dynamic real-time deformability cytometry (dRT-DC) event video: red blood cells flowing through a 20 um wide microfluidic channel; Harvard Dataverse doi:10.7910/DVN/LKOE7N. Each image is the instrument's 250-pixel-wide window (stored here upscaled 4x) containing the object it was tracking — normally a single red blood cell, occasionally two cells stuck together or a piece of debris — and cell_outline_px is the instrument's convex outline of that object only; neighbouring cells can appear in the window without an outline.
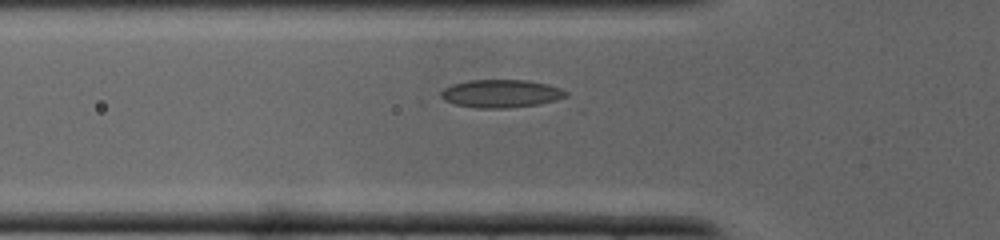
{"species": "common noctule bat (a hibernating species)", "species_latin": "Nyctalus noctula", "temperature_condition": "cold", "stored_images_in_passage": 21, "camera_frame_rate_fps": 3000, "um_per_image_px": 0.085, "animal": {"sex": "male", "body_mass_g": 19.0, "forearm_length_mm": 50.8}, "frame": {"image": 1, "passage_image": 2, "time_ms": 0.333, "image_size_px": [1000, 240], "cell_outline_px": [[568, 96], [556, 100], [540, 104], [508, 108], [480, 108], [456, 104], [444, 100], [440, 96], [440, 92], [444, 88], [452, 84], [468, 80], [524, 80], [548, 84], [560, 88], [568, 92]], "centroid_in_image_um": [42.6, 7.95], "position_along_channel_um": 83.2, "area_um2": 20.4}}
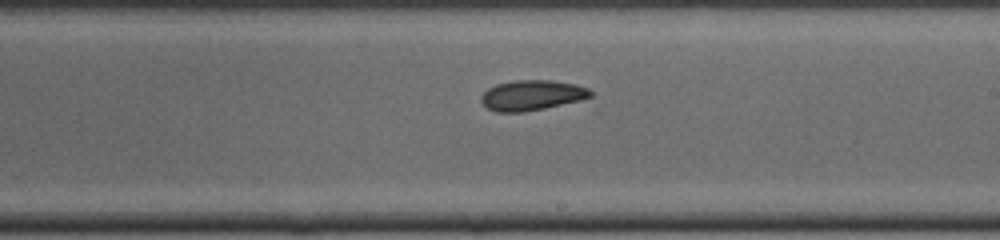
{"frame": {"image": 2, "passage_image": 11, "time_ms": 3.333, "image_size_px": [1000, 240], "cell_outline_px": [[592, 96], [580, 100], [544, 108], [524, 112], [496, 112], [488, 108], [480, 100], [480, 96], [488, 88], [496, 84], [512, 80], [552, 80], [576, 84], [588, 88], [592, 92]], "centroid_in_image_um": [45.19, 8.09], "position_along_channel_um": 243.8, "area_um2": 19.31}}
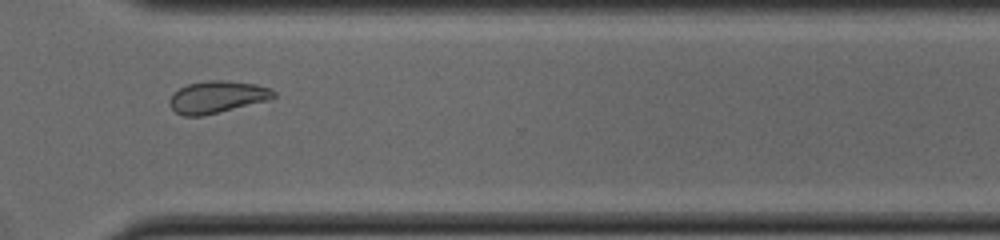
{"frame": {"image": 3, "passage_image": 17, "time_ms": 5.333, "image_size_px": [1000, 240], "cell_outline_px": [[276, 96], [272, 100], [200, 116], [184, 116], [176, 112], [168, 104], [168, 100], [172, 92], [188, 84], [208, 80], [228, 80], [256, 84], [272, 88], [276, 92]], "centroid_in_image_um": [18.48, 8.23], "position_along_channel_um": 352.1, "area_um2": 19.77}}